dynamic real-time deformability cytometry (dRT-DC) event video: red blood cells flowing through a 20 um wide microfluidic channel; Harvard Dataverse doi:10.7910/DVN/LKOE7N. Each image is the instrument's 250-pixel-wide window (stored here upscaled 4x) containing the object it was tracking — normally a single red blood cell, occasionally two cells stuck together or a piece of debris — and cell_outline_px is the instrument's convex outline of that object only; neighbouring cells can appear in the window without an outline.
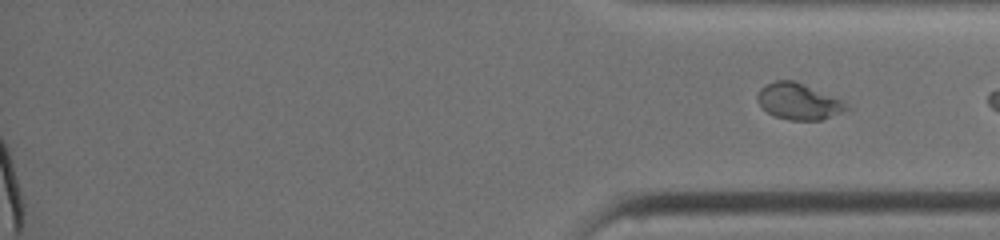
{"species": "common noctule bat (a hibernating species)", "species_latin": "Nyctalus noctula", "temperature_condition": "warm", "stored_images_in_passage": 30, "segment_of_instrument_passage": [2, 2], "camera_frame_rate_fps": 3000, "um_per_image_px": 0.085, "animal": {"sex": "female", "body_mass_g": 19.0, "forearm_length_mm": 51.5}, "frame": {"image": 1, "passage_image": 30, "time_ms": 13.0, "image_size_px": [1000, 240], "cell_outline_px": [[852, 108], [844, 112], [820, 120], [788, 120], [776, 116], [768, 112], [756, 100], [756, 96], [760, 88], [764, 84], [776, 80], [792, 80], [844, 100]], "centroid_in_image_um": [67.9, 8.62], "position_along_channel_um": 367.3, "area_um2": 18.9}}